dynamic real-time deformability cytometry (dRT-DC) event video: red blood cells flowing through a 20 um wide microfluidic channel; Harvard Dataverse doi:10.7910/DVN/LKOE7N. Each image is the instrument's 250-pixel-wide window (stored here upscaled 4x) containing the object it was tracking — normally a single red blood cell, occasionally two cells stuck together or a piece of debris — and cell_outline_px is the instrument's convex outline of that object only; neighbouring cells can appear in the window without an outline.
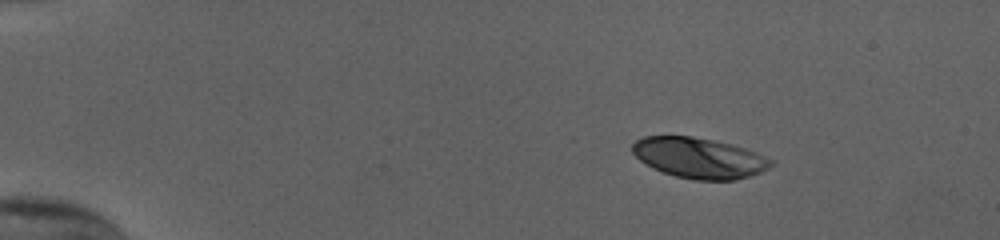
{"species": "human", "species_latin": "Homo sapiens", "temperature_condition": "cold", "stored_images_in_passage": 47, "camera_frame_rate_fps": 3000, "um_per_image_px": 0.085, "donor": {"sex": "female"}, "frame": {"image": 1, "passage_image": 1, "time_ms": 0.0, "image_size_px": [1000, 240], "cell_outline_px": [[772, 164], [768, 168], [760, 172], [736, 180], [696, 180], [676, 176], [652, 168], [640, 160], [632, 152], [632, 144], [636, 140], [644, 136], [692, 136], [732, 144], [756, 152], [772, 160]], "centroid_in_image_um": [59.4, 13.42], "position_along_channel_um": 25.6, "area_um2": 32.54}}
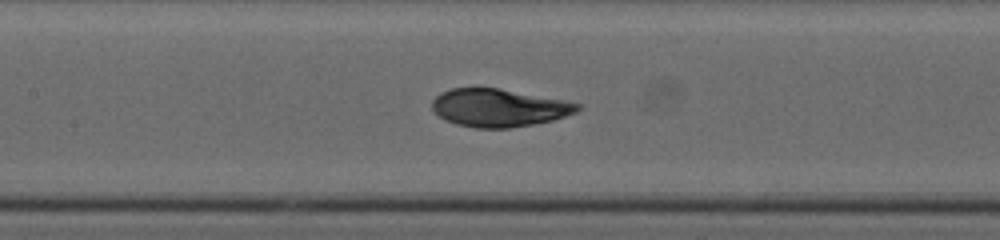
{"frame": {"image": 2, "passage_image": 20, "time_ms": 6.333, "image_size_px": [1000, 240], "cell_outline_px": [[580, 108], [576, 112], [552, 120], [532, 124], [508, 128], [476, 128], [456, 124], [444, 120], [432, 108], [432, 100], [440, 92], [452, 88], [476, 84], [500, 88], [564, 100], [580, 104]], "centroid_in_image_um": [42.33, 9.12], "position_along_channel_um": 165.1, "area_um2": 32.6}}
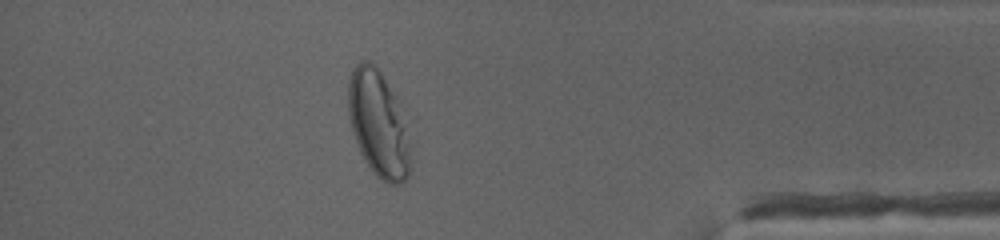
{"frame": {"image": 3, "passage_image": 41, "time_ms": 13.333, "image_size_px": [1000, 240], "cell_outline_px": [[416, 120], [408, 176], [400, 184], [388, 184], [380, 180], [376, 176], [364, 160], [360, 152], [352, 128], [348, 112], [348, 80], [352, 68], [360, 60], [368, 60], [376, 64], [416, 116]], "centroid_in_image_um": [32.35, 10.44], "position_along_channel_um": 402.9, "area_um2": 42.31}, "authors_computed_cell_mechanics": {"area_um2": 33.0038, "velocity_mm_per_s": 3.8001, "shape_relaxation_time_tau1_ms": 3.3078, "shape_relaxation_time_tau2_ms": 0.8479, "deformation_change_tau1": 0.1814, "deformation_change_tau2": 0.04}}